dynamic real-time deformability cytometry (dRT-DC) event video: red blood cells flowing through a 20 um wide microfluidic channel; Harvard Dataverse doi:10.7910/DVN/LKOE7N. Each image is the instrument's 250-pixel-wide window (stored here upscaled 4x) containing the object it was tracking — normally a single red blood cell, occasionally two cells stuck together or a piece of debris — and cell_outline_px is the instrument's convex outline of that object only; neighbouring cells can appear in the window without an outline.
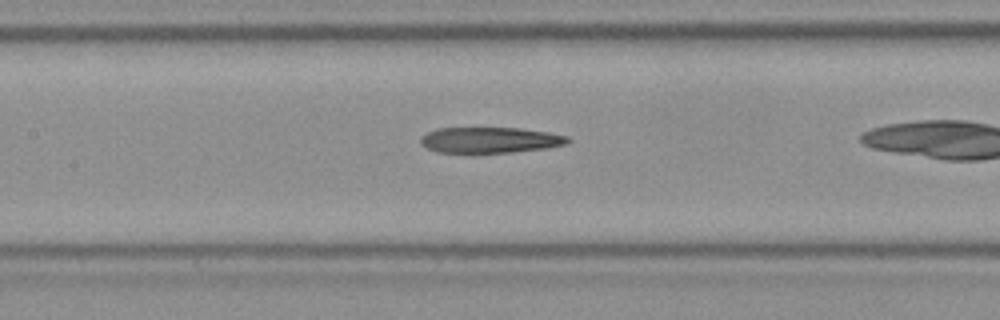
{"species": "Egyptian fruit bat (a non-hibernating species)", "species_latin": "Rousettus aegyptiacus", "temperature_condition": "room temperature", "stored_images_in_passage": 30, "camera_frame_rate_fps": 3000, "um_per_image_px": 0.085, "frame": {"image": 1, "passage_image": 13, "time_ms": 4.0, "image_size_px": [1000, 320], "cell_outline_px": [[572, 140], [568, 144], [548, 148], [512, 152], [472, 156], [436, 152], [420, 144], [420, 136], [436, 128], [520, 128], [548, 132], [568, 136]], "centroid_in_image_um": [41.61, 11.95], "position_along_channel_um": 165.8, "area_um2": 23.29}}
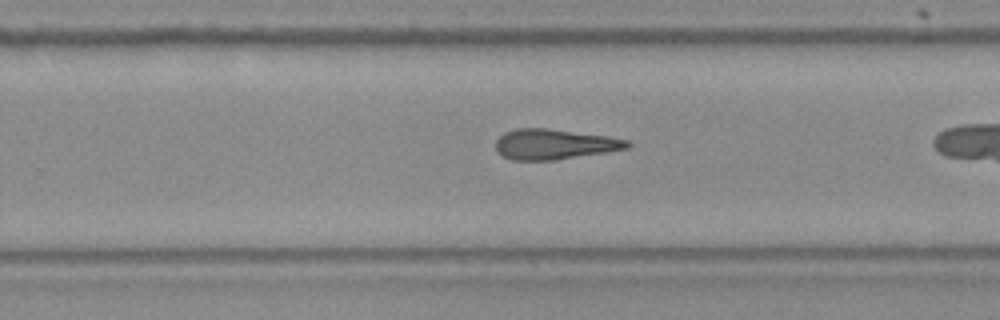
{"frame": {"image": 2, "passage_image": 22, "time_ms": 7.0, "image_size_px": [1000, 320], "cell_outline_px": [[632, 144], [628, 148], [608, 152], [556, 160], [512, 160], [496, 152], [496, 140], [504, 132], [516, 128], [548, 128], [608, 136], [628, 140]], "centroid_in_image_um": [47.12, 12.26], "position_along_channel_um": 282.7, "area_um2": 23.41}}